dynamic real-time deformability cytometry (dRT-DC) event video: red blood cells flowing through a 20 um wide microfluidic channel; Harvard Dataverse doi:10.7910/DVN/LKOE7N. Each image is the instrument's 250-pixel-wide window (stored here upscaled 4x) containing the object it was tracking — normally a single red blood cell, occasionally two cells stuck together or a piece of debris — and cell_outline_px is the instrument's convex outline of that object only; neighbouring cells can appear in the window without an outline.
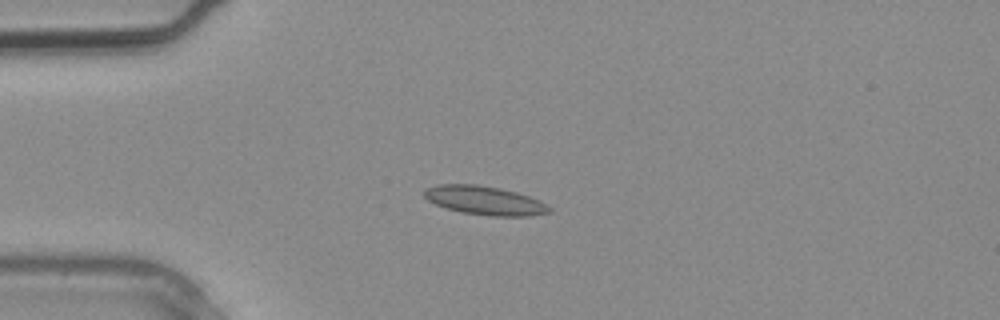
{"species": "common noctule bat (a hibernating species)", "species_latin": "Nyctalus noctula", "temperature_condition": "warm", "stored_images_in_passage": 2, "camera_frame_rate_fps": 3000, "um_per_image_px": 0.085, "animal": {"sex": "male", "body_mass_g": 20.4}, "frame": {"image": 1, "passage_image": 2, "time_ms": 0.333, "image_size_px": [1000, 320], "cell_outline_px": [[552, 212], [528, 216], [492, 216], [460, 212], [436, 204], [428, 200], [424, 196], [424, 188], [436, 184], [476, 184], [500, 188], [516, 192], [540, 200], [552, 208]], "centroid_in_image_um": [41.2, 17.03], "position_along_channel_um": 43.8, "area_um2": 21.04}}